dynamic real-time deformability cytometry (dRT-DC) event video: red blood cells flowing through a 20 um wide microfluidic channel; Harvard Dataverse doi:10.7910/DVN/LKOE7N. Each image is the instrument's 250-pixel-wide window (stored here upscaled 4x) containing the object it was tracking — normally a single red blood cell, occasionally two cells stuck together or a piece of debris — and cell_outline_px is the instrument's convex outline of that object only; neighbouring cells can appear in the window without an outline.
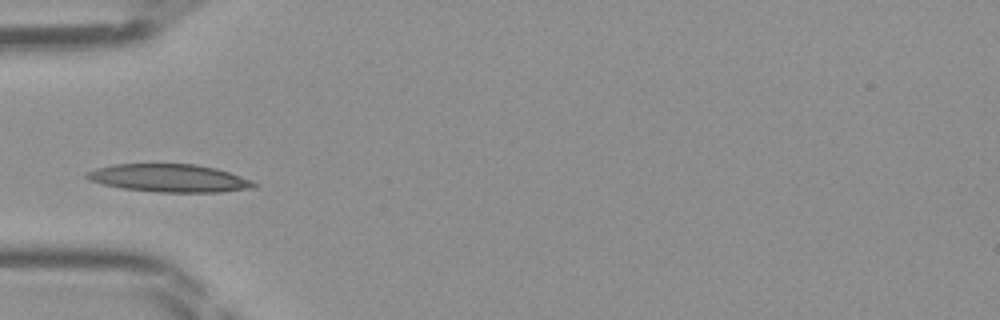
{"species": "Egyptian fruit bat (a non-hibernating species)", "species_latin": "Rousettus aegyptiacus", "temperature_condition": "room temperature", "stored_images_in_passage": 33, "camera_frame_rate_fps": 3000, "um_per_image_px": 0.085, "frame": {"image": 1, "passage_image": 1, "time_ms": 0.0, "image_size_px": [1000, 320], "cell_outline_px": [[260, 184], [252, 188], [220, 192], [160, 192], [120, 188], [88, 180], [84, 176], [84, 172], [96, 168], [112, 164], [196, 164], [216, 168], [252, 180]], "centroid_in_image_um": [14.36, 15.14], "position_along_channel_um": 70.6, "area_um2": 27.28}}
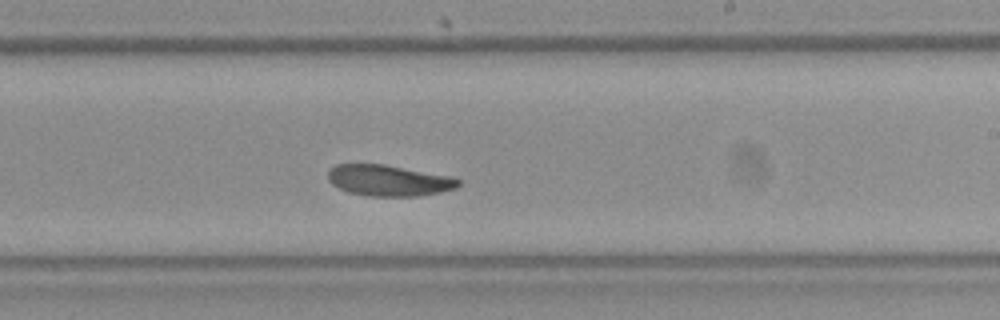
{"frame": {"image": 2, "passage_image": 14, "time_ms": 4.333, "image_size_px": [1000, 320], "cell_outline_px": [[460, 184], [456, 188], [440, 192], [420, 196], [368, 196], [348, 192], [332, 184], [328, 180], [328, 168], [336, 164], [384, 164], [452, 176], [460, 180]], "centroid_in_image_um": [33.04, 15.33], "position_along_channel_um": 256.0, "area_um2": 23.76}}
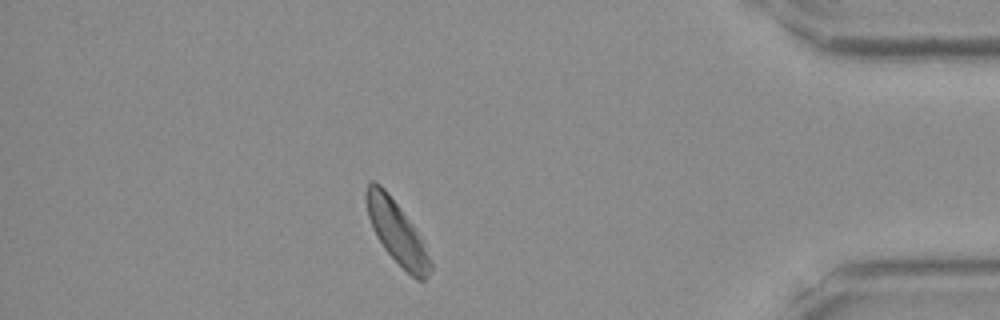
{"frame": {"image": 3, "passage_image": 27, "time_ms": 8.667, "image_size_px": [1000, 320], "cell_outline_px": [[432, 272], [424, 280], [416, 280], [384, 248], [376, 236], [372, 228], [368, 216], [364, 196], [364, 192], [368, 184], [372, 180], [380, 184], [384, 188], [412, 224], [420, 236], [432, 260]], "centroid_in_image_um": [33.73, 19.74], "position_along_channel_um": 401.5, "area_um2": 23.18}}